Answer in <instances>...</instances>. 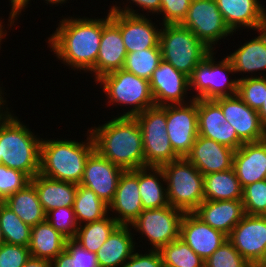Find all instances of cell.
<instances>
[{
  "mask_svg": "<svg viewBox=\"0 0 266 267\" xmlns=\"http://www.w3.org/2000/svg\"><path fill=\"white\" fill-rule=\"evenodd\" d=\"M108 11L103 18V32L96 65L90 73L94 76V81L105 74L122 69L127 55L120 28L110 19V10Z\"/></svg>",
  "mask_w": 266,
  "mask_h": 267,
  "instance_id": "18",
  "label": "cell"
},
{
  "mask_svg": "<svg viewBox=\"0 0 266 267\" xmlns=\"http://www.w3.org/2000/svg\"><path fill=\"white\" fill-rule=\"evenodd\" d=\"M238 97L254 110H259L266 100V76L237 78Z\"/></svg>",
  "mask_w": 266,
  "mask_h": 267,
  "instance_id": "38",
  "label": "cell"
},
{
  "mask_svg": "<svg viewBox=\"0 0 266 267\" xmlns=\"http://www.w3.org/2000/svg\"><path fill=\"white\" fill-rule=\"evenodd\" d=\"M30 178L23 172L0 164V201L15 194L30 183Z\"/></svg>",
  "mask_w": 266,
  "mask_h": 267,
  "instance_id": "42",
  "label": "cell"
},
{
  "mask_svg": "<svg viewBox=\"0 0 266 267\" xmlns=\"http://www.w3.org/2000/svg\"><path fill=\"white\" fill-rule=\"evenodd\" d=\"M4 22H2V20L0 19V45H1V41L3 39V37L6 36L7 34V30L5 29V24L3 25ZM1 48V46H0Z\"/></svg>",
  "mask_w": 266,
  "mask_h": 267,
  "instance_id": "54",
  "label": "cell"
},
{
  "mask_svg": "<svg viewBox=\"0 0 266 267\" xmlns=\"http://www.w3.org/2000/svg\"><path fill=\"white\" fill-rule=\"evenodd\" d=\"M95 83L103 88L109 100V106L115 104L131 106L130 111L127 110L118 116L134 117L155 105L149 80L138 77L123 68L103 75Z\"/></svg>",
  "mask_w": 266,
  "mask_h": 267,
  "instance_id": "7",
  "label": "cell"
},
{
  "mask_svg": "<svg viewBox=\"0 0 266 267\" xmlns=\"http://www.w3.org/2000/svg\"><path fill=\"white\" fill-rule=\"evenodd\" d=\"M193 213L203 222L227 236L245 216L242 200H204Z\"/></svg>",
  "mask_w": 266,
  "mask_h": 267,
  "instance_id": "24",
  "label": "cell"
},
{
  "mask_svg": "<svg viewBox=\"0 0 266 267\" xmlns=\"http://www.w3.org/2000/svg\"><path fill=\"white\" fill-rule=\"evenodd\" d=\"M192 0H161V25L181 24L185 19Z\"/></svg>",
  "mask_w": 266,
  "mask_h": 267,
  "instance_id": "43",
  "label": "cell"
},
{
  "mask_svg": "<svg viewBox=\"0 0 266 267\" xmlns=\"http://www.w3.org/2000/svg\"><path fill=\"white\" fill-rule=\"evenodd\" d=\"M142 201L138 184V169L126 170L121 174L109 211L119 225H131L142 212Z\"/></svg>",
  "mask_w": 266,
  "mask_h": 267,
  "instance_id": "21",
  "label": "cell"
},
{
  "mask_svg": "<svg viewBox=\"0 0 266 267\" xmlns=\"http://www.w3.org/2000/svg\"><path fill=\"white\" fill-rule=\"evenodd\" d=\"M30 182L34 185L45 213L63 207H73L78 184L59 181L37 174Z\"/></svg>",
  "mask_w": 266,
  "mask_h": 267,
  "instance_id": "27",
  "label": "cell"
},
{
  "mask_svg": "<svg viewBox=\"0 0 266 267\" xmlns=\"http://www.w3.org/2000/svg\"><path fill=\"white\" fill-rule=\"evenodd\" d=\"M51 263L52 267H80L79 243L74 239H67L65 249Z\"/></svg>",
  "mask_w": 266,
  "mask_h": 267,
  "instance_id": "46",
  "label": "cell"
},
{
  "mask_svg": "<svg viewBox=\"0 0 266 267\" xmlns=\"http://www.w3.org/2000/svg\"><path fill=\"white\" fill-rule=\"evenodd\" d=\"M67 238L44 220L31 227L28 249L31 257L52 262L64 249Z\"/></svg>",
  "mask_w": 266,
  "mask_h": 267,
  "instance_id": "28",
  "label": "cell"
},
{
  "mask_svg": "<svg viewBox=\"0 0 266 267\" xmlns=\"http://www.w3.org/2000/svg\"><path fill=\"white\" fill-rule=\"evenodd\" d=\"M242 201L245 214L266 216V181L245 186Z\"/></svg>",
  "mask_w": 266,
  "mask_h": 267,
  "instance_id": "39",
  "label": "cell"
},
{
  "mask_svg": "<svg viewBox=\"0 0 266 267\" xmlns=\"http://www.w3.org/2000/svg\"><path fill=\"white\" fill-rule=\"evenodd\" d=\"M131 5V3L136 6H139L142 11L145 10V12L147 11L148 13H152L151 15H153L154 13L158 15V13L160 12V7H161V0H127Z\"/></svg>",
  "mask_w": 266,
  "mask_h": 267,
  "instance_id": "49",
  "label": "cell"
},
{
  "mask_svg": "<svg viewBox=\"0 0 266 267\" xmlns=\"http://www.w3.org/2000/svg\"><path fill=\"white\" fill-rule=\"evenodd\" d=\"M11 1V9L20 1V0H9Z\"/></svg>",
  "mask_w": 266,
  "mask_h": 267,
  "instance_id": "55",
  "label": "cell"
},
{
  "mask_svg": "<svg viewBox=\"0 0 266 267\" xmlns=\"http://www.w3.org/2000/svg\"><path fill=\"white\" fill-rule=\"evenodd\" d=\"M234 154V149L198 135L185 158L205 176L232 169Z\"/></svg>",
  "mask_w": 266,
  "mask_h": 267,
  "instance_id": "20",
  "label": "cell"
},
{
  "mask_svg": "<svg viewBox=\"0 0 266 267\" xmlns=\"http://www.w3.org/2000/svg\"><path fill=\"white\" fill-rule=\"evenodd\" d=\"M261 267H266V260H265V262L262 264Z\"/></svg>",
  "mask_w": 266,
  "mask_h": 267,
  "instance_id": "57",
  "label": "cell"
},
{
  "mask_svg": "<svg viewBox=\"0 0 266 267\" xmlns=\"http://www.w3.org/2000/svg\"><path fill=\"white\" fill-rule=\"evenodd\" d=\"M228 240L249 264L261 267L266 260V216L245 214Z\"/></svg>",
  "mask_w": 266,
  "mask_h": 267,
  "instance_id": "14",
  "label": "cell"
},
{
  "mask_svg": "<svg viewBox=\"0 0 266 267\" xmlns=\"http://www.w3.org/2000/svg\"><path fill=\"white\" fill-rule=\"evenodd\" d=\"M181 25L191 30L212 51L218 41L233 35L215 0H192Z\"/></svg>",
  "mask_w": 266,
  "mask_h": 267,
  "instance_id": "12",
  "label": "cell"
},
{
  "mask_svg": "<svg viewBox=\"0 0 266 267\" xmlns=\"http://www.w3.org/2000/svg\"><path fill=\"white\" fill-rule=\"evenodd\" d=\"M46 221L67 239L75 238L79 225L73 207H59L47 212Z\"/></svg>",
  "mask_w": 266,
  "mask_h": 267,
  "instance_id": "41",
  "label": "cell"
},
{
  "mask_svg": "<svg viewBox=\"0 0 266 267\" xmlns=\"http://www.w3.org/2000/svg\"><path fill=\"white\" fill-rule=\"evenodd\" d=\"M227 120L214 100L198 99V135L214 140L215 130Z\"/></svg>",
  "mask_w": 266,
  "mask_h": 267,
  "instance_id": "37",
  "label": "cell"
},
{
  "mask_svg": "<svg viewBox=\"0 0 266 267\" xmlns=\"http://www.w3.org/2000/svg\"><path fill=\"white\" fill-rule=\"evenodd\" d=\"M2 88L3 87H0V120L12 115L11 112H10V109L5 105L7 103V101L4 99V94L5 93H3L4 90ZM4 106H6V107H4ZM5 108H6V110H5Z\"/></svg>",
  "mask_w": 266,
  "mask_h": 267,
  "instance_id": "52",
  "label": "cell"
},
{
  "mask_svg": "<svg viewBox=\"0 0 266 267\" xmlns=\"http://www.w3.org/2000/svg\"><path fill=\"white\" fill-rule=\"evenodd\" d=\"M147 252L141 254L135 250L121 267H164L159 250L148 249Z\"/></svg>",
  "mask_w": 266,
  "mask_h": 267,
  "instance_id": "45",
  "label": "cell"
},
{
  "mask_svg": "<svg viewBox=\"0 0 266 267\" xmlns=\"http://www.w3.org/2000/svg\"><path fill=\"white\" fill-rule=\"evenodd\" d=\"M118 226L116 220L108 215L99 221L79 225L74 240L87 251L96 253Z\"/></svg>",
  "mask_w": 266,
  "mask_h": 267,
  "instance_id": "33",
  "label": "cell"
},
{
  "mask_svg": "<svg viewBox=\"0 0 266 267\" xmlns=\"http://www.w3.org/2000/svg\"><path fill=\"white\" fill-rule=\"evenodd\" d=\"M23 267H52V263L45 259L30 257Z\"/></svg>",
  "mask_w": 266,
  "mask_h": 267,
  "instance_id": "51",
  "label": "cell"
},
{
  "mask_svg": "<svg viewBox=\"0 0 266 267\" xmlns=\"http://www.w3.org/2000/svg\"><path fill=\"white\" fill-rule=\"evenodd\" d=\"M164 267H203L204 260L198 256L182 239L159 249Z\"/></svg>",
  "mask_w": 266,
  "mask_h": 267,
  "instance_id": "35",
  "label": "cell"
},
{
  "mask_svg": "<svg viewBox=\"0 0 266 267\" xmlns=\"http://www.w3.org/2000/svg\"><path fill=\"white\" fill-rule=\"evenodd\" d=\"M102 32L103 18L69 16L61 19L47 43L61 63L74 71L91 73L96 65Z\"/></svg>",
  "mask_w": 266,
  "mask_h": 267,
  "instance_id": "1",
  "label": "cell"
},
{
  "mask_svg": "<svg viewBox=\"0 0 266 267\" xmlns=\"http://www.w3.org/2000/svg\"><path fill=\"white\" fill-rule=\"evenodd\" d=\"M233 169L241 187L262 181L266 174V139L243 143L235 150Z\"/></svg>",
  "mask_w": 266,
  "mask_h": 267,
  "instance_id": "23",
  "label": "cell"
},
{
  "mask_svg": "<svg viewBox=\"0 0 266 267\" xmlns=\"http://www.w3.org/2000/svg\"><path fill=\"white\" fill-rule=\"evenodd\" d=\"M79 266L80 267H99L96 253L87 251L79 244Z\"/></svg>",
  "mask_w": 266,
  "mask_h": 267,
  "instance_id": "50",
  "label": "cell"
},
{
  "mask_svg": "<svg viewBox=\"0 0 266 267\" xmlns=\"http://www.w3.org/2000/svg\"><path fill=\"white\" fill-rule=\"evenodd\" d=\"M124 6H111L110 19L120 28L127 53L160 48L161 29L146 18V15L138 12V9L136 11L130 5Z\"/></svg>",
  "mask_w": 266,
  "mask_h": 267,
  "instance_id": "10",
  "label": "cell"
},
{
  "mask_svg": "<svg viewBox=\"0 0 266 267\" xmlns=\"http://www.w3.org/2000/svg\"><path fill=\"white\" fill-rule=\"evenodd\" d=\"M89 131L101 156L124 171L144 168L142 132L135 117L116 116Z\"/></svg>",
  "mask_w": 266,
  "mask_h": 267,
  "instance_id": "2",
  "label": "cell"
},
{
  "mask_svg": "<svg viewBox=\"0 0 266 267\" xmlns=\"http://www.w3.org/2000/svg\"><path fill=\"white\" fill-rule=\"evenodd\" d=\"M169 205L194 212L204 201V176L185 157L161 166Z\"/></svg>",
  "mask_w": 266,
  "mask_h": 267,
  "instance_id": "6",
  "label": "cell"
},
{
  "mask_svg": "<svg viewBox=\"0 0 266 267\" xmlns=\"http://www.w3.org/2000/svg\"><path fill=\"white\" fill-rule=\"evenodd\" d=\"M123 169L94 150L86 160L84 174L79 185L92 190L109 205L115 196Z\"/></svg>",
  "mask_w": 266,
  "mask_h": 267,
  "instance_id": "17",
  "label": "cell"
},
{
  "mask_svg": "<svg viewBox=\"0 0 266 267\" xmlns=\"http://www.w3.org/2000/svg\"><path fill=\"white\" fill-rule=\"evenodd\" d=\"M30 257L28 247L5 242L0 245V267H23Z\"/></svg>",
  "mask_w": 266,
  "mask_h": 267,
  "instance_id": "44",
  "label": "cell"
},
{
  "mask_svg": "<svg viewBox=\"0 0 266 267\" xmlns=\"http://www.w3.org/2000/svg\"><path fill=\"white\" fill-rule=\"evenodd\" d=\"M73 209L78 225L99 221L110 214L109 205L92 190L78 184Z\"/></svg>",
  "mask_w": 266,
  "mask_h": 267,
  "instance_id": "32",
  "label": "cell"
},
{
  "mask_svg": "<svg viewBox=\"0 0 266 267\" xmlns=\"http://www.w3.org/2000/svg\"><path fill=\"white\" fill-rule=\"evenodd\" d=\"M214 141L234 150H237L244 143L228 121L215 130Z\"/></svg>",
  "mask_w": 266,
  "mask_h": 267,
  "instance_id": "47",
  "label": "cell"
},
{
  "mask_svg": "<svg viewBox=\"0 0 266 267\" xmlns=\"http://www.w3.org/2000/svg\"><path fill=\"white\" fill-rule=\"evenodd\" d=\"M4 243V239H3V236H2V232L0 230V245Z\"/></svg>",
  "mask_w": 266,
  "mask_h": 267,
  "instance_id": "56",
  "label": "cell"
},
{
  "mask_svg": "<svg viewBox=\"0 0 266 267\" xmlns=\"http://www.w3.org/2000/svg\"><path fill=\"white\" fill-rule=\"evenodd\" d=\"M31 0H20L11 10H10V15H9V19L8 22H10L9 24H7L8 26L12 27V25H14L15 20H18V16L21 15V11H24L25 7L28 6V2ZM47 4H63V3H67L66 1L68 0H45Z\"/></svg>",
  "mask_w": 266,
  "mask_h": 267,
  "instance_id": "48",
  "label": "cell"
},
{
  "mask_svg": "<svg viewBox=\"0 0 266 267\" xmlns=\"http://www.w3.org/2000/svg\"><path fill=\"white\" fill-rule=\"evenodd\" d=\"M17 117L0 120V164L25 173L30 179L40 172L41 142Z\"/></svg>",
  "mask_w": 266,
  "mask_h": 267,
  "instance_id": "3",
  "label": "cell"
},
{
  "mask_svg": "<svg viewBox=\"0 0 266 267\" xmlns=\"http://www.w3.org/2000/svg\"><path fill=\"white\" fill-rule=\"evenodd\" d=\"M167 134L174 152L186 157L198 137V99L185 104L165 105Z\"/></svg>",
  "mask_w": 266,
  "mask_h": 267,
  "instance_id": "13",
  "label": "cell"
},
{
  "mask_svg": "<svg viewBox=\"0 0 266 267\" xmlns=\"http://www.w3.org/2000/svg\"><path fill=\"white\" fill-rule=\"evenodd\" d=\"M214 101L221 107L225 119L233 126L244 143L266 139V129L261 123L257 110L249 107L238 95L220 97Z\"/></svg>",
  "mask_w": 266,
  "mask_h": 267,
  "instance_id": "15",
  "label": "cell"
},
{
  "mask_svg": "<svg viewBox=\"0 0 266 267\" xmlns=\"http://www.w3.org/2000/svg\"><path fill=\"white\" fill-rule=\"evenodd\" d=\"M149 83L157 106L185 104L193 100L186 98L187 91H190L189 77L163 60L153 71Z\"/></svg>",
  "mask_w": 266,
  "mask_h": 267,
  "instance_id": "16",
  "label": "cell"
},
{
  "mask_svg": "<svg viewBox=\"0 0 266 267\" xmlns=\"http://www.w3.org/2000/svg\"><path fill=\"white\" fill-rule=\"evenodd\" d=\"M3 203L30 227L46 220V213L31 182L7 197Z\"/></svg>",
  "mask_w": 266,
  "mask_h": 267,
  "instance_id": "30",
  "label": "cell"
},
{
  "mask_svg": "<svg viewBox=\"0 0 266 267\" xmlns=\"http://www.w3.org/2000/svg\"><path fill=\"white\" fill-rule=\"evenodd\" d=\"M258 36L247 41L240 48L236 49L227 58L230 60L232 67L236 73H251L250 77H263L266 71V27L258 30ZM258 72L260 76H256L254 72ZM254 74V76L252 75Z\"/></svg>",
  "mask_w": 266,
  "mask_h": 267,
  "instance_id": "26",
  "label": "cell"
},
{
  "mask_svg": "<svg viewBox=\"0 0 266 267\" xmlns=\"http://www.w3.org/2000/svg\"><path fill=\"white\" fill-rule=\"evenodd\" d=\"M131 232L130 225H119L111 233L96 252L99 267H121L132 256L137 243Z\"/></svg>",
  "mask_w": 266,
  "mask_h": 267,
  "instance_id": "25",
  "label": "cell"
},
{
  "mask_svg": "<svg viewBox=\"0 0 266 267\" xmlns=\"http://www.w3.org/2000/svg\"><path fill=\"white\" fill-rule=\"evenodd\" d=\"M257 112L260 116L262 125L266 129V100L265 102H263V105L260 107V109Z\"/></svg>",
  "mask_w": 266,
  "mask_h": 267,
  "instance_id": "53",
  "label": "cell"
},
{
  "mask_svg": "<svg viewBox=\"0 0 266 267\" xmlns=\"http://www.w3.org/2000/svg\"><path fill=\"white\" fill-rule=\"evenodd\" d=\"M243 188L234 169L204 176V200H242Z\"/></svg>",
  "mask_w": 266,
  "mask_h": 267,
  "instance_id": "31",
  "label": "cell"
},
{
  "mask_svg": "<svg viewBox=\"0 0 266 267\" xmlns=\"http://www.w3.org/2000/svg\"><path fill=\"white\" fill-rule=\"evenodd\" d=\"M229 29H253L266 27V9L259 0H215Z\"/></svg>",
  "mask_w": 266,
  "mask_h": 267,
  "instance_id": "22",
  "label": "cell"
},
{
  "mask_svg": "<svg viewBox=\"0 0 266 267\" xmlns=\"http://www.w3.org/2000/svg\"><path fill=\"white\" fill-rule=\"evenodd\" d=\"M138 184L143 210L169 206L167 188L163 185H166L165 175L161 167L138 169Z\"/></svg>",
  "mask_w": 266,
  "mask_h": 267,
  "instance_id": "29",
  "label": "cell"
},
{
  "mask_svg": "<svg viewBox=\"0 0 266 267\" xmlns=\"http://www.w3.org/2000/svg\"><path fill=\"white\" fill-rule=\"evenodd\" d=\"M162 61L161 48H148L127 53L123 69L138 77L150 80L153 71Z\"/></svg>",
  "mask_w": 266,
  "mask_h": 267,
  "instance_id": "36",
  "label": "cell"
},
{
  "mask_svg": "<svg viewBox=\"0 0 266 267\" xmlns=\"http://www.w3.org/2000/svg\"><path fill=\"white\" fill-rule=\"evenodd\" d=\"M134 117L142 132L144 168L161 167L180 158L168 138L165 105H154Z\"/></svg>",
  "mask_w": 266,
  "mask_h": 267,
  "instance_id": "8",
  "label": "cell"
},
{
  "mask_svg": "<svg viewBox=\"0 0 266 267\" xmlns=\"http://www.w3.org/2000/svg\"><path fill=\"white\" fill-rule=\"evenodd\" d=\"M205 267H253L227 239L208 259Z\"/></svg>",
  "mask_w": 266,
  "mask_h": 267,
  "instance_id": "40",
  "label": "cell"
},
{
  "mask_svg": "<svg viewBox=\"0 0 266 267\" xmlns=\"http://www.w3.org/2000/svg\"><path fill=\"white\" fill-rule=\"evenodd\" d=\"M215 60L212 51L189 76L190 90L193 87L196 91L193 99L215 100L237 95L239 80L228 78L230 74H235L230 60L227 57L219 62Z\"/></svg>",
  "mask_w": 266,
  "mask_h": 267,
  "instance_id": "9",
  "label": "cell"
},
{
  "mask_svg": "<svg viewBox=\"0 0 266 267\" xmlns=\"http://www.w3.org/2000/svg\"><path fill=\"white\" fill-rule=\"evenodd\" d=\"M185 212L171 205L156 209L142 210L130 225L141 237L150 242L152 250L180 238V226Z\"/></svg>",
  "mask_w": 266,
  "mask_h": 267,
  "instance_id": "11",
  "label": "cell"
},
{
  "mask_svg": "<svg viewBox=\"0 0 266 267\" xmlns=\"http://www.w3.org/2000/svg\"><path fill=\"white\" fill-rule=\"evenodd\" d=\"M0 230L5 243L29 246L31 227L25 224L3 202L0 203Z\"/></svg>",
  "mask_w": 266,
  "mask_h": 267,
  "instance_id": "34",
  "label": "cell"
},
{
  "mask_svg": "<svg viewBox=\"0 0 266 267\" xmlns=\"http://www.w3.org/2000/svg\"><path fill=\"white\" fill-rule=\"evenodd\" d=\"M180 239L205 261L228 236L203 222L193 212H185L180 226Z\"/></svg>",
  "mask_w": 266,
  "mask_h": 267,
  "instance_id": "19",
  "label": "cell"
},
{
  "mask_svg": "<svg viewBox=\"0 0 266 267\" xmlns=\"http://www.w3.org/2000/svg\"><path fill=\"white\" fill-rule=\"evenodd\" d=\"M89 132V133H88ZM85 142L67 140H43L41 142L39 174L59 181L80 184L85 163L95 150L94 141L88 129Z\"/></svg>",
  "mask_w": 266,
  "mask_h": 267,
  "instance_id": "4",
  "label": "cell"
},
{
  "mask_svg": "<svg viewBox=\"0 0 266 267\" xmlns=\"http://www.w3.org/2000/svg\"><path fill=\"white\" fill-rule=\"evenodd\" d=\"M162 60L188 77L211 52L194 33L181 24L159 26Z\"/></svg>",
  "mask_w": 266,
  "mask_h": 267,
  "instance_id": "5",
  "label": "cell"
}]
</instances>
